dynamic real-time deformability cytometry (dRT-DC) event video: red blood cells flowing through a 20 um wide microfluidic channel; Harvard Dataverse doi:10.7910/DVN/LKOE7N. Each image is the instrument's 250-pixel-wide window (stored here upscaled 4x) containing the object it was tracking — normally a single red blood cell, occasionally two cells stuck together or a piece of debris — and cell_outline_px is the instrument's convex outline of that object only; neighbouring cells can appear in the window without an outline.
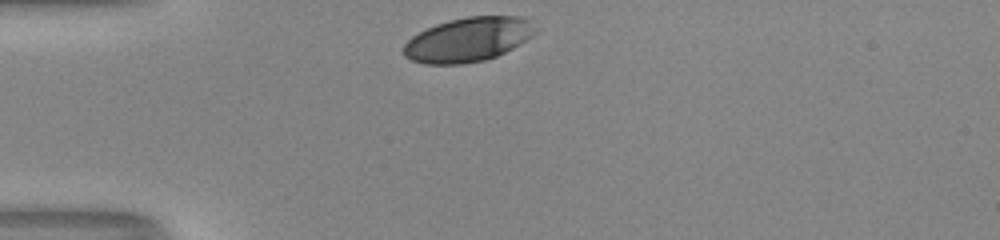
{"species": "human", "species_latin": "Homo sapiens", "temperature_condition": "room temperature", "stored_images_in_passage": 29, "camera_frame_rate_fps": 3000, "um_per_image_px": 0.085, "donor": {"sex": "male"}, "frame": {"image": 1, "passage_image": 1, "time_ms": 0.0, "image_size_px": [1000, 240], "cell_outline_px": [[536, 32], [532, 36], [520, 44], [496, 56], [484, 60], [464, 64], [424, 64], [412, 60], [404, 56], [404, 44], [412, 36], [436, 24], [448, 20], [468, 16], [520, 16], [528, 20]], "centroid_in_image_um": [39.77, 3.36], "position_along_channel_um": 45.2, "area_um2": 33.76}}
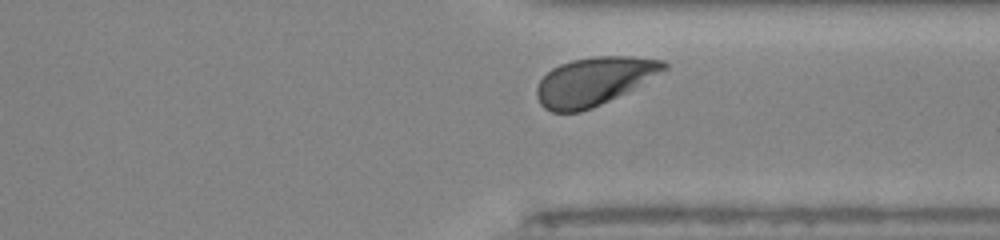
{"frame": {"image": 2, "passage_image": 27, "time_ms": 8.667, "image_size_px": [1000, 240], "cell_outline_px": [[668, 68], [624, 92], [592, 108], [580, 112], [552, 112], [544, 108], [540, 104], [536, 96], [536, 88], [540, 80], [552, 68], [560, 64], [572, 60], [592, 56], [632, 56], [664, 60], [668, 64]], "centroid_in_image_um": [50.44, 6.89], "position_along_channel_um": 361.0, "area_um2": 35.26}, "authors_computed_cell_mechanics": {"area_um2": 35.7204, "velocity_mm_per_s": 3.9605, "shape_relaxation_time_tau1_ms": 2.3958, "shape_relaxation_time_tau2_ms": null, "deformation_change_tau1": 0.1327, "deformation_change_tau2": null}}